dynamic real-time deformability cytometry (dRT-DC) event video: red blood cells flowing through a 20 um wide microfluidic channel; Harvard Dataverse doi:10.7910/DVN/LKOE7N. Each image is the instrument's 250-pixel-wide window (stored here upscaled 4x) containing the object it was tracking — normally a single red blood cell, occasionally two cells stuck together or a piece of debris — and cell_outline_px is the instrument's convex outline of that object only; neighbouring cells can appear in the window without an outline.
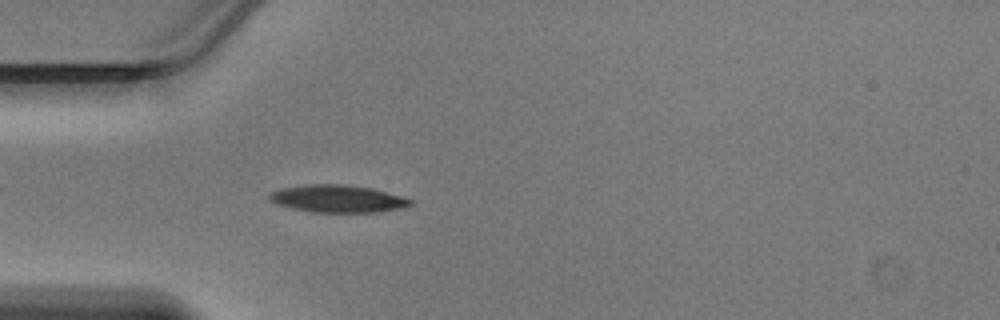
{"species": "Egyptian fruit bat (a non-hibernating species)", "species_latin": "Rousettus aegyptiacus", "temperature_condition": "warm", "stored_images_in_passage": 46, "camera_frame_rate_fps": 3000, "um_per_image_px": 0.085, "animal": {"sex": "male"}, "frame": {"image": 1, "passage_image": 13, "time_ms": 4.0, "image_size_px": [1000, 320], "cell_outline_px": [[412, 204], [400, 208], [376, 212], [312, 212], [292, 208], [276, 204], [268, 200], [268, 196], [272, 192], [280, 188], [304, 184], [344, 184], [372, 188], [400, 196], [412, 200]], "centroid_in_image_um": [28.64, 16.88], "position_along_channel_um": 56.4, "area_um2": 22.48}}
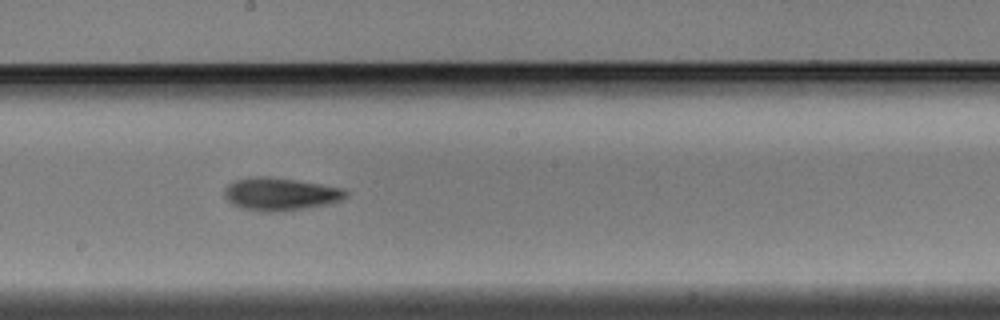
{"frame": {"image": 2, "passage_image": 25, "time_ms": 8.0, "image_size_px": [1000, 320], "cell_outline_px": [[348, 196], [340, 200], [328, 204], [304, 208], [276, 212], [264, 212], [240, 208], [232, 204], [224, 196], [224, 188], [232, 180], [248, 176], [268, 176], [320, 184], [344, 188], [348, 192]], "centroid_in_image_um": [23.78, 16.49], "position_along_channel_um": 224.4, "area_um2": 23.41}}
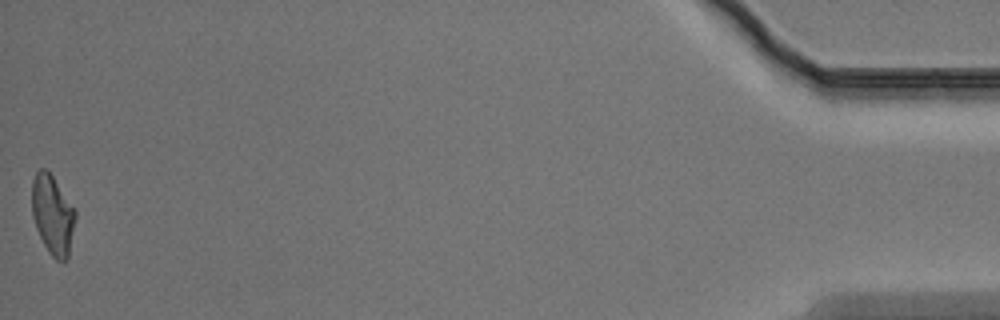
{"frame": {"image": 3, "passage_image": 46, "time_ms": 15.0, "image_size_px": [1000, 320], "cell_outline_px": [[76, 216], [68, 256], [64, 260], [56, 260], [48, 252], [36, 228], [32, 216], [32, 180], [36, 172], [40, 168], [44, 168], [52, 176], [76, 208]], "centroid_in_image_um": [4.47, 18.23], "position_along_channel_um": 430.7, "area_um2": 20.06}}